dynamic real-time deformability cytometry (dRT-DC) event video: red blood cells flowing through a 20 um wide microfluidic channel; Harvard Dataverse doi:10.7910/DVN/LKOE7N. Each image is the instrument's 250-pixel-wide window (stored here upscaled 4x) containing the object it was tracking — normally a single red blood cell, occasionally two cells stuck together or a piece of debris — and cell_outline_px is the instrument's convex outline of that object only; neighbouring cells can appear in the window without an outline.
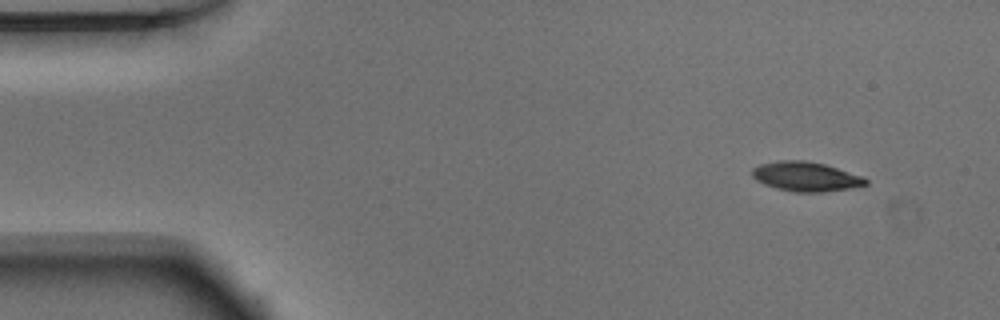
{"species": "Egyptian fruit bat (a non-hibernating species)", "species_latin": "Rousettus aegyptiacus", "temperature_condition": "warm", "stored_images_in_passage": 48, "camera_frame_rate_fps": 3000, "um_per_image_px": 0.085, "animal": {"sex": "male"}, "frame": {"image": 1, "passage_image": 1, "time_ms": 0.0, "image_size_px": [1000, 320], "cell_outline_px": [[868, 184], [848, 188], [824, 192], [796, 192], [776, 188], [764, 184], [756, 180], [752, 176], [752, 168], [760, 164], [780, 160], [804, 160], [824, 164], [860, 176], [868, 180]], "centroid_in_image_um": [68.44, 15.0], "position_along_channel_um": 16.6, "area_um2": 19.25}}
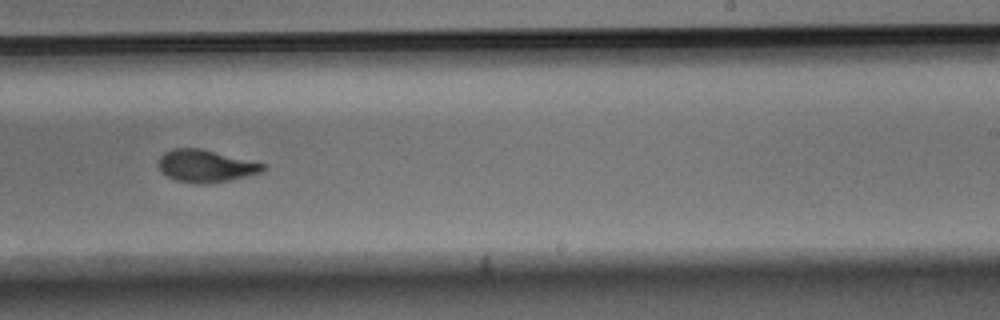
{"frame": {"image": 2, "passage_image": 28, "time_ms": 9.0, "image_size_px": [1000, 320], "cell_outline_px": [[268, 164], [260, 172], [228, 180], [204, 184], [192, 184], [176, 180], [168, 176], [156, 164], [160, 156], [164, 152], [172, 148], [200, 148]], "centroid_in_image_um": [17.45, 14.09], "position_along_channel_um": 271.5, "area_um2": 19.65}}
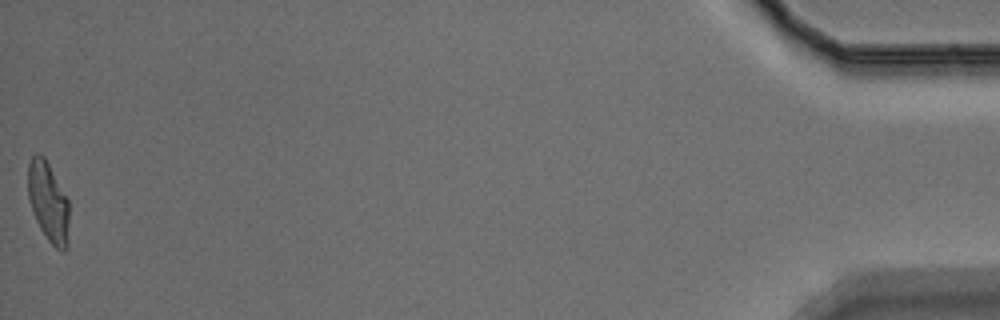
{"frame": {"image": 3, "passage_image": 48, "time_ms": 15.667, "image_size_px": [1000, 320], "cell_outline_px": [[68, 248], [64, 252], [60, 252], [48, 240], [40, 228], [32, 212], [28, 196], [28, 164], [32, 156], [36, 152], [44, 156], [68, 200]], "centroid_in_image_um": [4.1, 17.19], "position_along_channel_um": 431.1, "area_um2": 19.13}, "authors_computed_cell_mechanics": {"area_um2": 19.8832, "velocity_mm_per_s": 3.8899, "shape_relaxation_time_tau1_ms": 3.2074, "shape_relaxation_time_tau2_ms": 1.9727, "deformation_change_tau1": 0.1736, "deformation_change_tau2": 0.0859}}